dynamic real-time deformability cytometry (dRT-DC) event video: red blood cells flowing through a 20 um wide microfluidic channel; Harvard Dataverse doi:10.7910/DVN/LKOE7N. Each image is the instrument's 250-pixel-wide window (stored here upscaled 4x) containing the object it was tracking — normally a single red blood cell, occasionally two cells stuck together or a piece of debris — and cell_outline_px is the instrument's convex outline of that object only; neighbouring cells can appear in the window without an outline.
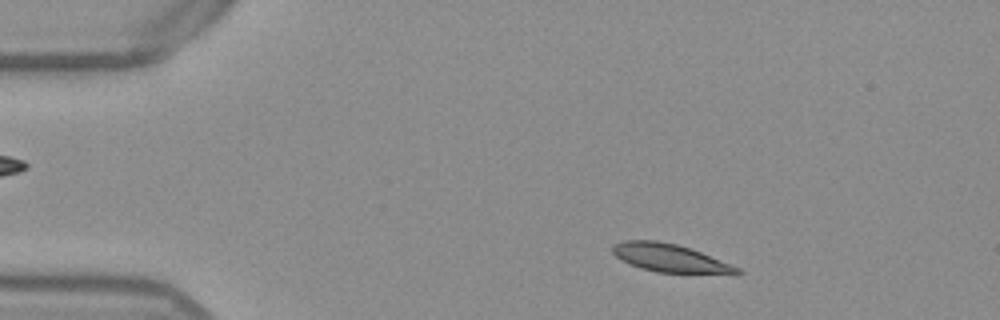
{"species": "Egyptian fruit bat (a non-hibernating species)", "species_latin": "Rousettus aegyptiacus", "temperature_condition": "warm", "stored_images_in_passage": 50, "camera_frame_rate_fps": 3000, "um_per_image_px": 0.085, "frame": {"image": 1, "passage_image": 6, "time_ms": 1.667, "image_size_px": [1000, 320], "cell_outline_px": [[744, 272], [736, 276], [656, 272], [640, 268], [616, 256], [612, 252], [612, 244], [624, 240], [656, 240], [676, 244], [700, 252], [740, 268]], "centroid_in_image_um": [57.05, 21.97], "position_along_channel_um": 28.0, "area_um2": 20.81}}
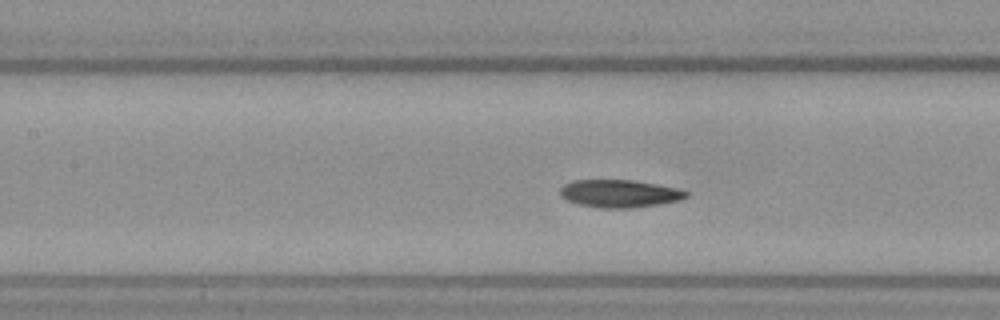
{"frame": {"image": 2, "passage_image": 21, "time_ms": 6.667, "image_size_px": [1000, 320], "cell_outline_px": [[688, 196], [680, 200], [660, 204], [632, 208], [600, 208], [576, 204], [560, 196], [560, 188], [564, 184], [572, 180], [636, 180], [680, 188], [688, 192]], "centroid_in_image_um": [52.67, 16.45], "position_along_channel_um": 154.7, "area_um2": 20.63}}
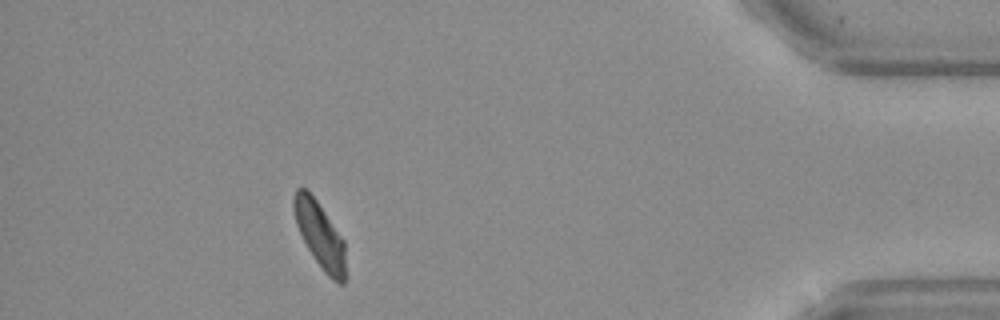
{"frame": {"image": 3, "passage_image": 45, "time_ms": 14.667, "image_size_px": [1000, 320], "cell_outline_px": [[348, 276], [344, 284], [340, 284], [332, 280], [324, 272], [308, 248], [296, 224], [292, 208], [292, 196], [296, 188], [304, 188], [316, 200], [344, 240]], "centroid_in_image_um": [27.22, 20.03], "position_along_channel_um": 408.0, "area_um2": 20.11}, "authors_computed_cell_mechanics": {"area_um2": 20.519, "velocity_mm_per_s": 3.8266, "shape_relaxation_time_tau1_ms": 10.5575, "shape_relaxation_time_tau2_ms": 4.0902, "deformation_change_tau1": 0.2403, "deformation_change_tau2": 0.0872}}